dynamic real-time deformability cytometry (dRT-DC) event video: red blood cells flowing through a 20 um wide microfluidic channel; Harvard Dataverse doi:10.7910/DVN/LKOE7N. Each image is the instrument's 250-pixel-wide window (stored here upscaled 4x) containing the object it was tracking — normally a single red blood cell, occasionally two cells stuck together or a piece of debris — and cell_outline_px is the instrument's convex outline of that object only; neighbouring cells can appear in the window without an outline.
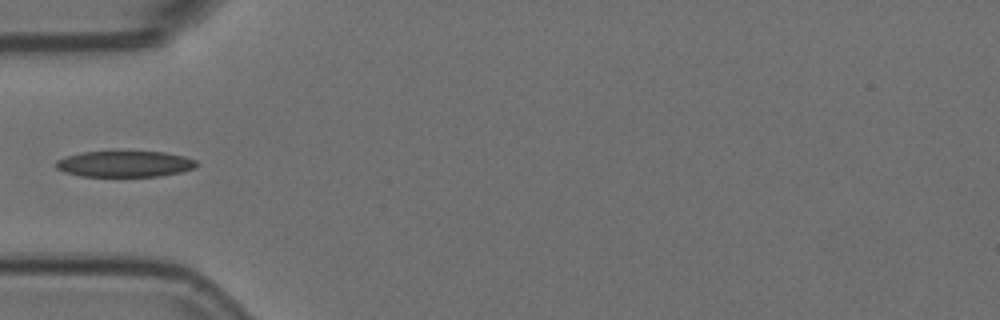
{"species": "Egyptian fruit bat (a non-hibernating species)", "species_latin": "Rousettus aegyptiacus", "temperature_condition": "room temperature", "stored_images_in_passage": 5, "camera_frame_rate_fps": 3000, "um_per_image_px": 0.085, "animal": {"sex": "female"}, "frame": {"image": 1, "passage_image": 4, "time_ms": 1.0, "image_size_px": [1000, 320], "cell_outline_px": [[196, 168], [180, 172], [160, 176], [80, 176], [64, 172], [56, 168], [56, 160], [64, 156], [80, 152], [164, 152], [184, 156], [196, 160]], "centroid_in_image_um": [10.58, 13.93], "position_along_channel_um": 74.4, "area_um2": 21.33}}
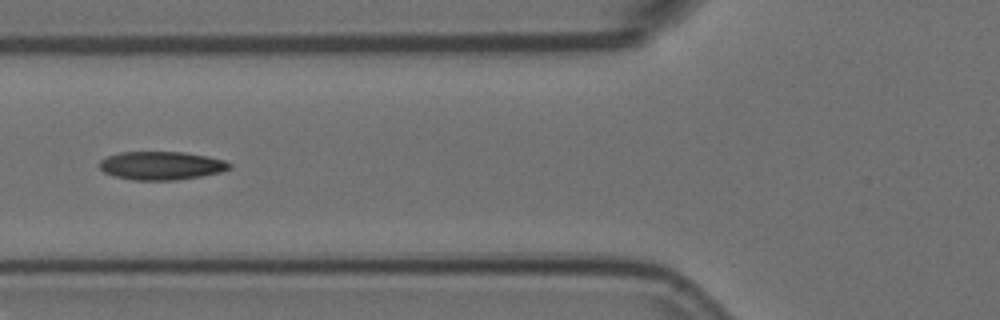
{"frame": {"image": 2, "passage_image": 5, "time_ms": 1.333, "image_size_px": [1000, 320], "cell_outline_px": [[232, 168], [220, 172], [200, 176], [176, 180], [132, 180], [112, 176], [104, 172], [100, 168], [100, 160], [108, 156], [120, 152], [184, 152], [224, 160], [232, 164]], "centroid_in_image_um": [13.7, 14.08], "position_along_channel_um": 112.1, "area_um2": 21.44}}